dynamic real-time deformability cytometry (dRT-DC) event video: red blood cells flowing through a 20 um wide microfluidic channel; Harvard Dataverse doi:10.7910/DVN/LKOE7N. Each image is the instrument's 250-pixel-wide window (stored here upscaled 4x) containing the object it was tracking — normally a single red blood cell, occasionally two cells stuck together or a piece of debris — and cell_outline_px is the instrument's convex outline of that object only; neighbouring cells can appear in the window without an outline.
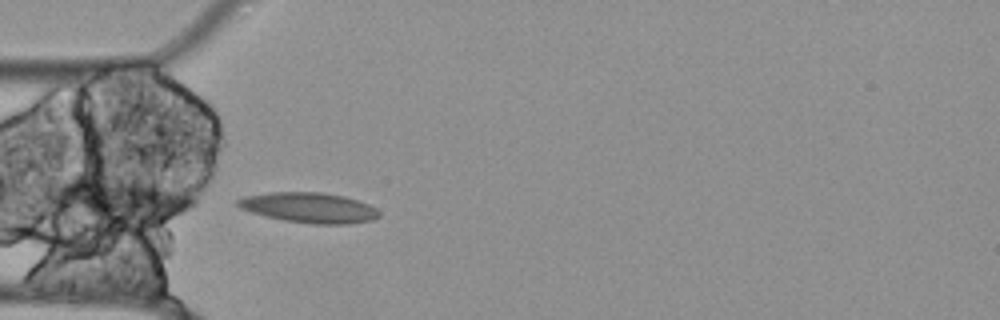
{"species": "Egyptian fruit bat (a non-hibernating species)", "species_latin": "Rousettus aegyptiacus", "temperature_condition": "cold", "stored_images_in_passage": 19, "camera_frame_rate_fps": 3000, "um_per_image_px": 0.085, "animal": {"sex": "female"}, "frame": {"image": 1, "passage_image": 16, "time_ms": 5.0, "image_size_px": [1000, 320], "cell_outline_px": [[380, 216], [372, 220], [348, 224], [312, 224], [284, 220], [252, 212], [240, 208], [236, 204], [236, 200], [244, 196], [268, 192], [320, 192], [344, 196], [368, 204], [376, 208], [380, 212]], "centroid_in_image_um": [26.28, 17.65], "position_along_channel_um": 58.7, "area_um2": 24.85}}